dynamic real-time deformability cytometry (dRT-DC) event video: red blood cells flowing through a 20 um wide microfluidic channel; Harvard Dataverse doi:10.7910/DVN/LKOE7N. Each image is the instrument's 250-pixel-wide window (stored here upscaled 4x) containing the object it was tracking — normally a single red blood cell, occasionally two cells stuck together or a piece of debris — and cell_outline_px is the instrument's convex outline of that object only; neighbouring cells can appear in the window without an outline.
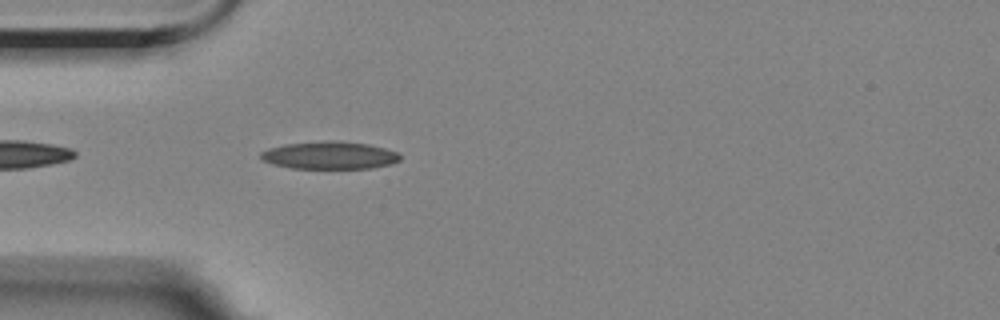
{"species": "Egyptian fruit bat (a non-hibernating species)", "species_latin": "Rousettus aegyptiacus", "temperature_condition": "room temperature", "stored_images_in_passage": 27, "camera_frame_rate_fps": 3000, "um_per_image_px": 0.085, "animal": {"sex": "female"}, "frame": {"image": 1, "passage_image": 3, "time_ms": 0.667, "image_size_px": [1000, 320], "cell_outline_px": [[400, 160], [392, 164], [372, 168], [292, 168], [272, 164], [264, 160], [260, 156], [260, 152], [268, 148], [284, 144], [324, 140], [340, 140], [368, 144], [384, 148], [396, 152], [400, 156]], "centroid_in_image_um": [28.01, 13.19], "position_along_channel_um": 57.0, "area_um2": 22.54}}
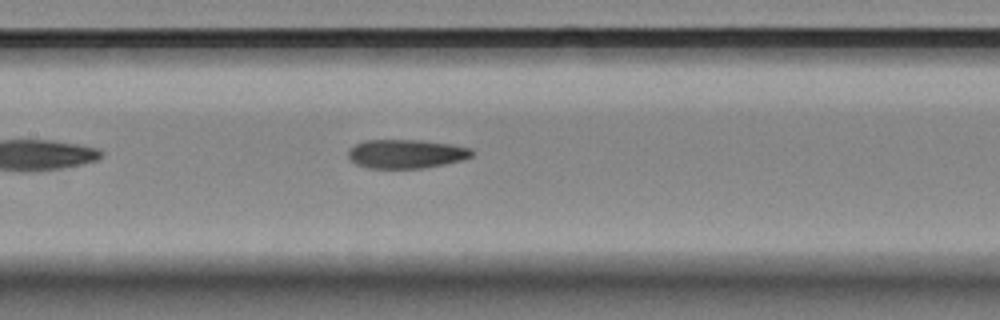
{"frame": {"image": 2, "passage_image": 13, "time_ms": 4.0, "image_size_px": [1000, 320], "cell_outline_px": [[476, 152], [472, 156], [460, 160], [444, 164], [424, 168], [368, 168], [356, 164], [348, 156], [348, 152], [356, 144], [364, 140], [420, 140], [452, 144], [472, 148]], "centroid_in_image_um": [34.56, 13.07], "position_along_channel_um": 172.8, "area_um2": 20.81}}
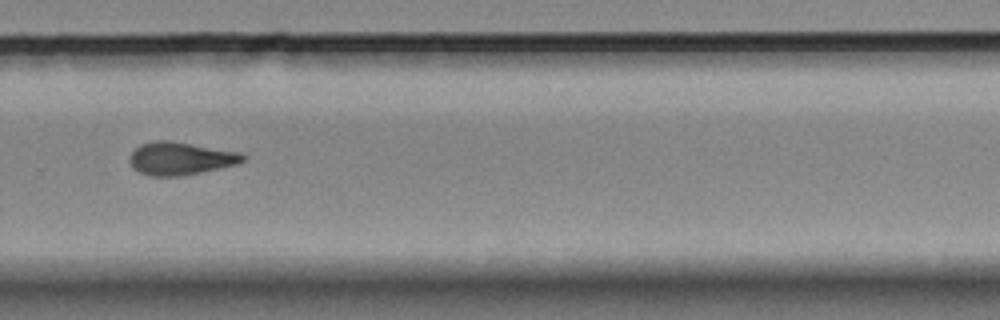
{"frame": {"image": 3, "passage_image": 25, "time_ms": 8.0, "image_size_px": [1000, 320], "cell_outline_px": [[244, 160], [236, 164], [220, 168], [184, 176], [148, 176], [132, 168], [128, 160], [128, 156], [140, 144], [152, 140], [172, 140], [240, 152], [244, 156]], "centroid_in_image_um": [15.29, 13.46], "position_along_channel_um": 314.5, "area_um2": 21.96}}